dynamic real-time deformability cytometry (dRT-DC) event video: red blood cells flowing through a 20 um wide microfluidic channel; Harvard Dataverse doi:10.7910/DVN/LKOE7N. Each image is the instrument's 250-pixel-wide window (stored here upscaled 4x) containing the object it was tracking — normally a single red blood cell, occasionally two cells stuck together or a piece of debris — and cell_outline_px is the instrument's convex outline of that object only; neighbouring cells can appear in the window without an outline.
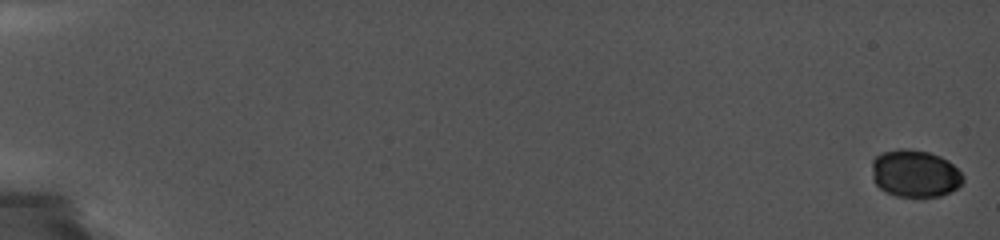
{"species": "common noctule bat (a hibernating species)", "species_latin": "Nyctalus noctula", "temperature_condition": "cold", "stored_images_in_passage": 32, "camera_frame_rate_fps": 5000, "um_per_image_px": 0.085, "animal": {"sex": "female", "body_mass_g": 19.0, "forearm_length_mm": 56.7}, "frame": {"image": 1, "passage_image": 1, "time_ms": 0.0, "image_size_px": [1000, 240], "cell_outline_px": [[964, 180], [956, 188], [940, 196], [896, 196], [880, 188], [876, 184], [872, 176], [872, 160], [876, 156], [884, 152], [900, 148], [904, 148], [928, 152], [940, 156], [948, 160], [964, 176]], "centroid_in_image_um": [77.76, 14.74], "position_along_channel_um": 7.2, "area_um2": 24.91}}
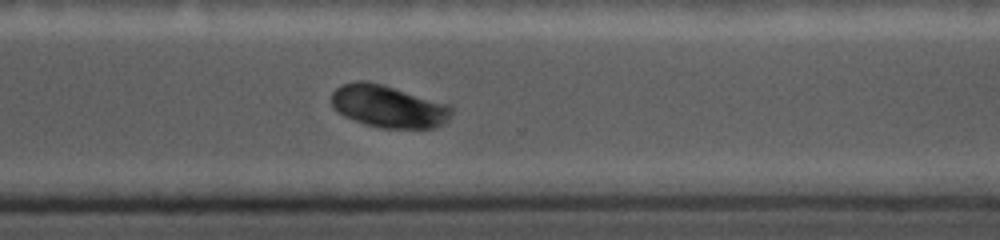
{"frame": {"image": 2, "passage_image": 27, "time_ms": 14.4, "image_size_px": [1000, 240], "cell_outline_px": [[452, 112], [448, 120], [432, 128], [380, 128], [364, 124], [344, 116], [332, 104], [332, 92], [336, 88], [344, 84], [356, 80], [368, 80], [452, 104]], "centroid_in_image_um": [33.04, 9.03], "position_along_channel_um": 337.6, "area_um2": 29.77}}
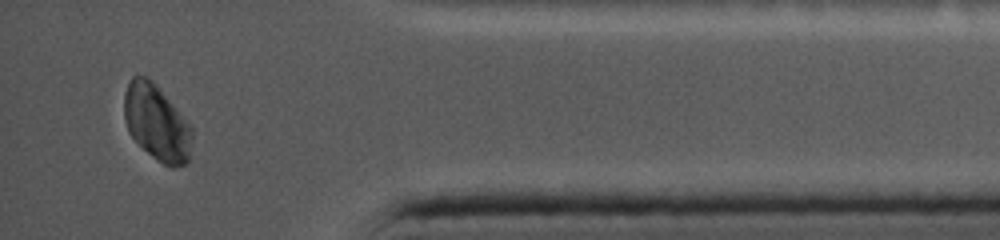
{"frame": {"image": 3, "passage_image": 32, "time_ms": 17.0, "image_size_px": [1000, 240], "cell_outline_px": [[192, 136], [188, 160], [184, 164], [176, 168], [172, 168], [164, 164], [152, 156], [128, 132], [124, 120], [124, 92], [132, 76], [148, 76], [152, 80], [192, 128]], "centroid_in_image_um": [13.29, 10.42], "position_along_channel_um": 421.9, "area_um2": 29.54}, "authors_computed_cell_mechanics": {"area_um2": 28.0908, "velocity_mm_per_s": 3.7172, "shape_relaxation_time_tau1_ms": 0.6634, "shape_relaxation_time_tau2_ms": null, "deformation_change_tau1": 0.0264, "deformation_change_tau2": null}}